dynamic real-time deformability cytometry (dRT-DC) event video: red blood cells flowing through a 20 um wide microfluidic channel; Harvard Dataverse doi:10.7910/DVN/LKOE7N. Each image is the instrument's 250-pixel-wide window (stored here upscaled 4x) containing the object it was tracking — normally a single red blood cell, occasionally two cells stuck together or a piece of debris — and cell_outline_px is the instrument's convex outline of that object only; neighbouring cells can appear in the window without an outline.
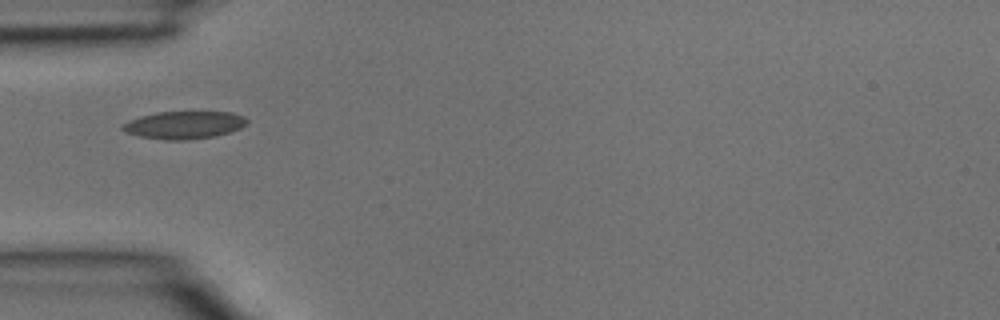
{"species": "common noctule bat (a hibernating species)", "species_latin": "Nyctalus noctula", "temperature_condition": "room temperature", "stored_images_in_passage": 2, "camera_frame_rate_fps": 3000, "um_per_image_px": 0.085, "animal": {"sex": "male", "body_mass_g": 15.6}, "frame": {"image": 1, "passage_image": 2, "time_ms": 0.333, "image_size_px": [1000, 320], "cell_outline_px": [[248, 124], [240, 128], [216, 136], [188, 140], [164, 140], [140, 136], [124, 132], [120, 128], [120, 124], [128, 120], [140, 116], [156, 112], [232, 112], [244, 116], [248, 120]], "centroid_in_image_um": [15.62, 10.62], "position_along_channel_um": 69.4, "area_um2": 20.29}}